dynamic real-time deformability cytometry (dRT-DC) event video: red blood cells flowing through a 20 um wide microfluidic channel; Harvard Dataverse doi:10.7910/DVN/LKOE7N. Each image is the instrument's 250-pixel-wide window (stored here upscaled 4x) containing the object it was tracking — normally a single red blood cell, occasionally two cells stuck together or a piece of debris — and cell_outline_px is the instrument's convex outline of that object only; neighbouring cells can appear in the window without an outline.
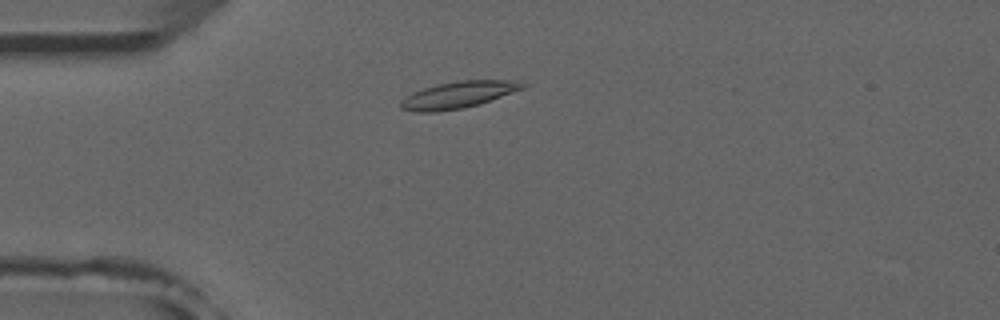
{"species": "common noctule bat (a hibernating species)", "species_latin": "Nyctalus noctula", "temperature_condition": "room temperature", "stored_images_in_passage": 48, "camera_frame_rate_fps": 3000, "um_per_image_px": 0.085, "animal": {"sex": "male", "forearm_length_mm": 52.5}, "frame": {"image": 1, "passage_image": 9, "time_ms": 2.667, "image_size_px": [1000, 320], "cell_outline_px": [[528, 84], [524, 88], [480, 104], [464, 108], [436, 112], [416, 112], [400, 108], [400, 100], [412, 92], [424, 88], [456, 80], [520, 80]], "centroid_in_image_um": [38.97, 8.06], "position_along_channel_um": 46.0, "area_um2": 19.13}}
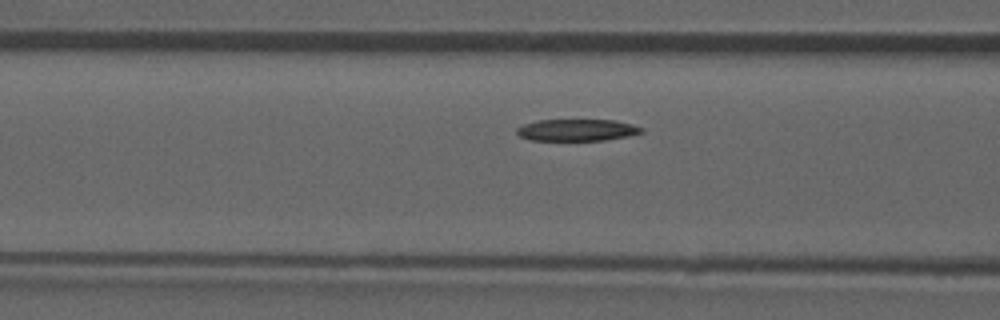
{"frame": {"image": 2, "passage_image": 16, "time_ms": 5.0, "image_size_px": [1000, 320], "cell_outline_px": [[644, 132], [628, 136], [604, 140], [532, 140], [520, 136], [516, 132], [516, 128], [524, 124], [536, 120], [616, 120], [632, 124], [644, 128]], "centroid_in_image_um": [49.06, 11.04], "position_along_channel_um": 117.5, "area_um2": 15.84}}
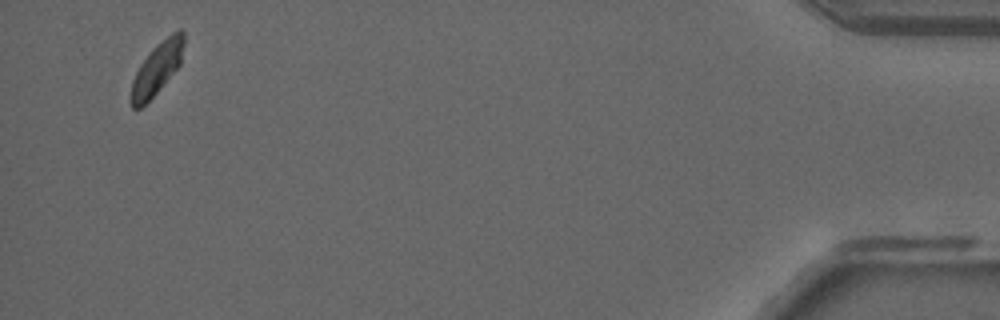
{"frame": {"image": 3, "passage_image": 46, "time_ms": 15.0, "image_size_px": [1000, 320], "cell_outline_px": [[184, 44], [180, 64], [156, 92], [140, 108], [132, 108], [128, 100], [132, 80], [140, 64], [152, 48], [172, 32], [180, 28], [184, 32]], "centroid_in_image_um": [13.31, 5.82], "position_along_channel_um": 421.9, "area_um2": 15.9}, "authors_computed_cell_mechanics": {"area_um2": 17.1088, "velocity_mm_per_s": 3.8737, "shape_relaxation_time_tau1_ms": null, "shape_relaxation_time_tau2_ms": 6.5637, "deformation_change_tau1": null, "deformation_change_tau2": 0.0841}}